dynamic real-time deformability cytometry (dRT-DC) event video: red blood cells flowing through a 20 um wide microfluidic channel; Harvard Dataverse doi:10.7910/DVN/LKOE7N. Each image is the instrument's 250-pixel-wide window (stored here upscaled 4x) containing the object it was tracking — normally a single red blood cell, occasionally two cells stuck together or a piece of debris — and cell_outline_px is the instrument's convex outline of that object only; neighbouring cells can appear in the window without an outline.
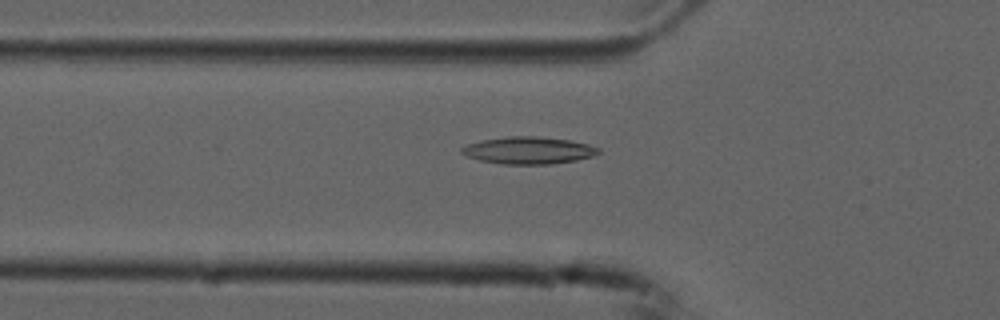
{"species": "common noctule bat (a hibernating species)", "species_latin": "Nyctalus noctula", "temperature_condition": "cold", "stored_images_in_passage": 54, "camera_frame_rate_fps": 3000, "um_per_image_px": 0.085, "animal": {"sex": "male", "forearm_length_mm": 52.5}, "frame": {"image": 1, "passage_image": 18, "time_ms": 5.667, "image_size_px": [1000, 320], "cell_outline_px": [[600, 152], [592, 156], [576, 160], [552, 164], [504, 164], [480, 160], [468, 156], [460, 152], [460, 148], [468, 144], [480, 140], [508, 136], [536, 136], [568, 140], [588, 144], [600, 148]], "centroid_in_image_um": [44.92, 12.78], "position_along_channel_um": 80.9, "area_um2": 21.56}}
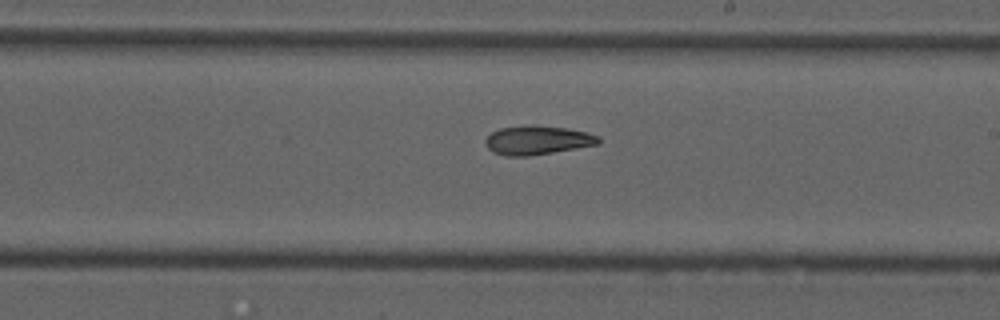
{"frame": {"image": 2, "passage_image": 31, "time_ms": 10.0, "image_size_px": [1000, 320], "cell_outline_px": [[600, 144], [528, 156], [508, 156], [492, 152], [488, 148], [484, 140], [492, 132], [500, 128], [532, 124], [536, 124], [568, 128], [588, 132], [596, 136], [600, 140]], "centroid_in_image_um": [45.67, 11.9], "position_along_channel_um": 243.3, "area_um2": 19.13}}
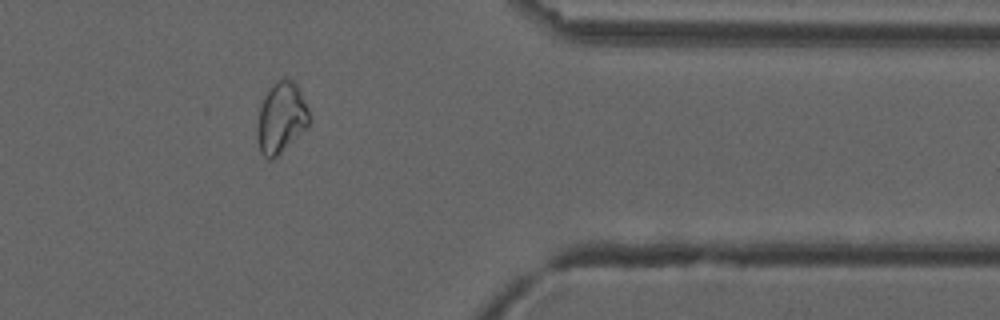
{"frame": {"image": 3, "passage_image": 44, "time_ms": 14.333, "image_size_px": [1000, 320], "cell_outline_px": [[312, 120], [272, 160], [268, 160], [260, 152], [256, 132], [256, 128], [260, 108], [264, 96], [268, 88], [272, 84], [284, 76], [292, 80], [296, 84], [308, 108]], "centroid_in_image_um": [23.87, 9.97], "position_along_channel_um": 387.5, "area_um2": 21.27}}